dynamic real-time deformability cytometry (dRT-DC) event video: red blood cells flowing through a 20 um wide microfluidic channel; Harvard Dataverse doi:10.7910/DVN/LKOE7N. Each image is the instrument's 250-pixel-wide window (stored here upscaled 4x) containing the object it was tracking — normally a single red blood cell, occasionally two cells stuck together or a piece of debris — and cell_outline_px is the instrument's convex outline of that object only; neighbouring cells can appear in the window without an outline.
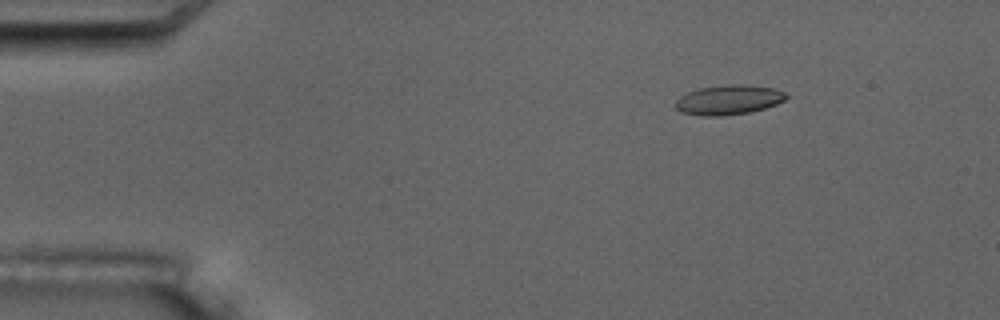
{"species": "common noctule bat (a hibernating species)", "species_latin": "Nyctalus noctula", "temperature_condition": "room temperature", "stored_images_in_passage": 7, "camera_frame_rate_fps": 3000, "um_per_image_px": 0.085, "animal": {"sex": "male", "body_mass_g": 17.5, "forearm_length_mm": 52.3}, "frame": {"image": 1, "passage_image": 3, "time_ms": 2.667, "image_size_px": [1000, 320], "cell_outline_px": [[788, 96], [784, 100], [776, 104], [764, 108], [748, 112], [720, 116], [704, 116], [680, 112], [676, 108], [676, 100], [680, 96], [688, 92], [700, 88], [728, 84], [744, 84], [772, 88], [784, 92]], "centroid_in_image_um": [61.91, 8.48], "position_along_channel_um": 23.1, "area_um2": 18.96}}